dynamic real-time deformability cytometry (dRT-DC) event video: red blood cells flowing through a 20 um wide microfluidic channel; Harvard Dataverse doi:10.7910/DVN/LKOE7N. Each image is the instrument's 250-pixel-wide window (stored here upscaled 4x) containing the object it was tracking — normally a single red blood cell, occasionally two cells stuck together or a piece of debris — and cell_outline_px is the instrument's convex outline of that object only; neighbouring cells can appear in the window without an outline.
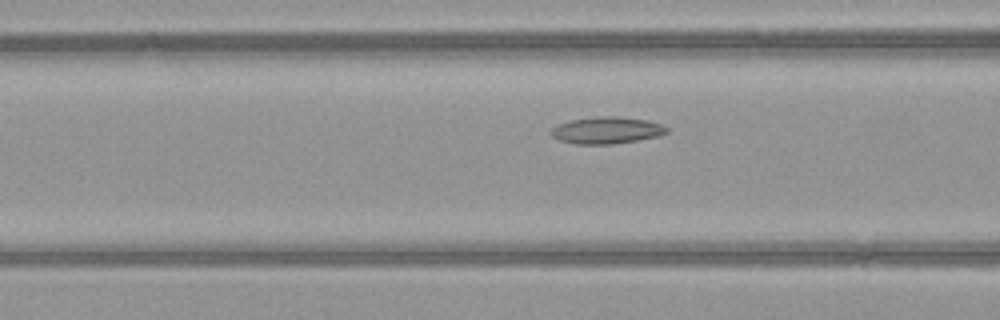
{"species": "common noctule bat (a hibernating species)", "species_latin": "Nyctalus noctula", "temperature_condition": "warm", "stored_images_in_passage": 41, "camera_frame_rate_fps": 3000, "um_per_image_px": 0.085, "animal": {"sex": "female", "body_mass_g": 21.9}, "frame": {"image": 1, "passage_image": 11, "time_ms": 3.333, "image_size_px": [1000, 320], "cell_outline_px": [[668, 132], [660, 136], [612, 144], [576, 144], [560, 140], [552, 136], [548, 132], [552, 128], [568, 120], [596, 116], [620, 116], [648, 120], [660, 124], [668, 128]], "centroid_in_image_um": [51.56, 11.06], "position_along_channel_um": 115.0, "area_um2": 18.21}}
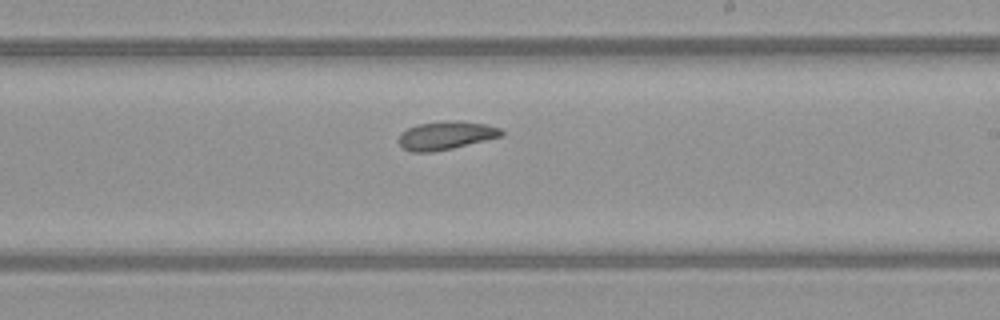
{"frame": {"image": 2, "passage_image": 21, "time_ms": 6.667, "image_size_px": [1000, 320], "cell_outline_px": [[504, 136], [452, 148], [432, 152], [412, 152], [404, 148], [400, 144], [400, 132], [416, 124], [448, 120], [452, 120], [484, 124], [500, 128], [504, 132]], "centroid_in_image_um": [37.91, 11.51], "position_along_channel_um": 251.1, "area_um2": 16.88}}
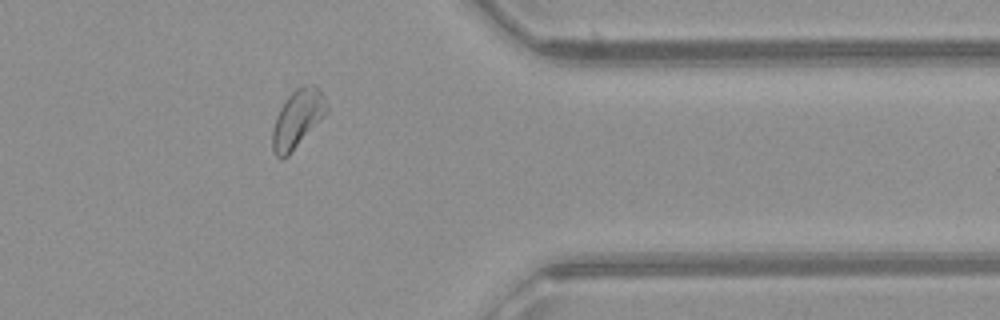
{"frame": {"image": 3, "passage_image": 32, "time_ms": 10.333, "image_size_px": [1000, 320], "cell_outline_px": [[328, 108], [324, 116], [288, 156], [280, 160], [272, 152], [272, 128], [276, 116], [284, 100], [296, 88], [304, 84], [312, 84], [320, 88]], "centroid_in_image_um": [25.26, 10.09], "position_along_channel_um": 386.1, "area_um2": 18.38}, "authors_computed_cell_mechanics": {"area_um2": 18.207, "velocity_mm_per_s": 4.0799, "shape_relaxation_time_tau1_ms": null, "shape_relaxation_time_tau2_ms": 7.8528, "deformation_change_tau1": null, "deformation_change_tau2": 0.1728}}